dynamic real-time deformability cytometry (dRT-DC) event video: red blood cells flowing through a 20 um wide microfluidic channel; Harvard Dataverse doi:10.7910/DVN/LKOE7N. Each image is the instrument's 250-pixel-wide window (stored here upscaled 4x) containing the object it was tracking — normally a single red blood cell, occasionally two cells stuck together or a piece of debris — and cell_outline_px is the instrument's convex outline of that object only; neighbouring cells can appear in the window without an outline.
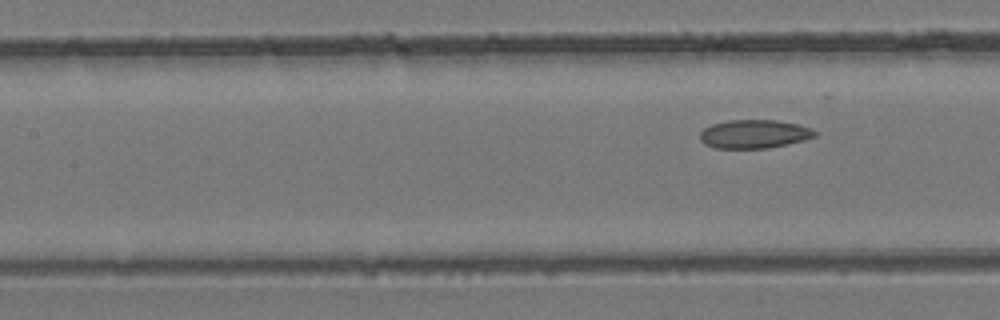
{"species": "common noctule bat (a hibernating species)", "species_latin": "Nyctalus noctula", "temperature_condition": "room temperature", "stored_images_in_passage": 5, "segment_of_instrument_passage": [2, 2], "camera_frame_rate_fps": 3000, "um_per_image_px": 0.085, "animal": {"sex": "female", "body_mass_g": 24.6, "forearm_length_mm": 56.2}, "frame": {"image": 1, "passage_image": 5, "time_ms": 1.333, "image_size_px": [1000, 320], "cell_outline_px": [[816, 136], [804, 140], [788, 144], [768, 148], [716, 148], [704, 144], [700, 140], [700, 132], [704, 128], [712, 124], [728, 120], [776, 120], [800, 124], [816, 132]], "centroid_in_image_um": [64.09, 11.39], "position_along_channel_um": 143.3, "area_um2": 19.13}}